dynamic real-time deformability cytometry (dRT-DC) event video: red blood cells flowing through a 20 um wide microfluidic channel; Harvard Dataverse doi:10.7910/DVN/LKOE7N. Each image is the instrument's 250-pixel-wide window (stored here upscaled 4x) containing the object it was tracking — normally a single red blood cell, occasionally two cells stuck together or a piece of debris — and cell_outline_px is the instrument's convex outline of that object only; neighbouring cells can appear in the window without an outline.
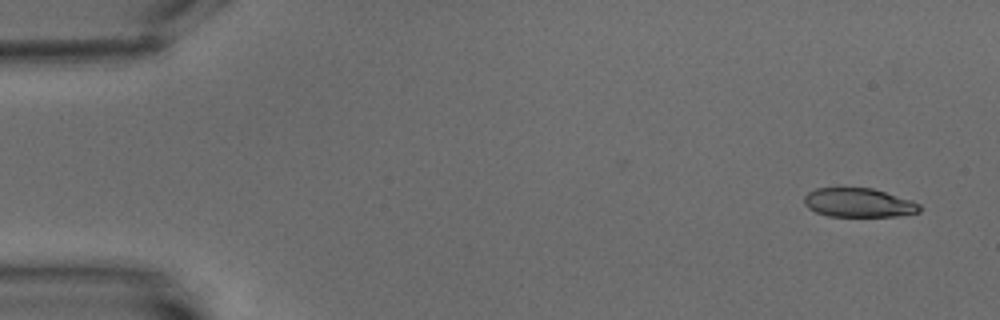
{"species": "common noctule bat (a hibernating species)", "species_latin": "Nyctalus noctula", "temperature_condition": "warm", "stored_images_in_passage": 5, "camera_frame_rate_fps": 3000, "um_per_image_px": 0.085, "animal": {"sex": "male", "body_mass_g": 15.6}, "frame": {"image": 1, "passage_image": 1, "time_ms": 0.0, "image_size_px": [1000, 320], "cell_outline_px": [[924, 208], [920, 212], [896, 216], [828, 216], [816, 212], [808, 208], [804, 204], [804, 196], [808, 192], [816, 188], [872, 188], [912, 200], [920, 204]], "centroid_in_image_um": [73.0, 17.23], "position_along_channel_um": 12.0, "area_um2": 19.59}}
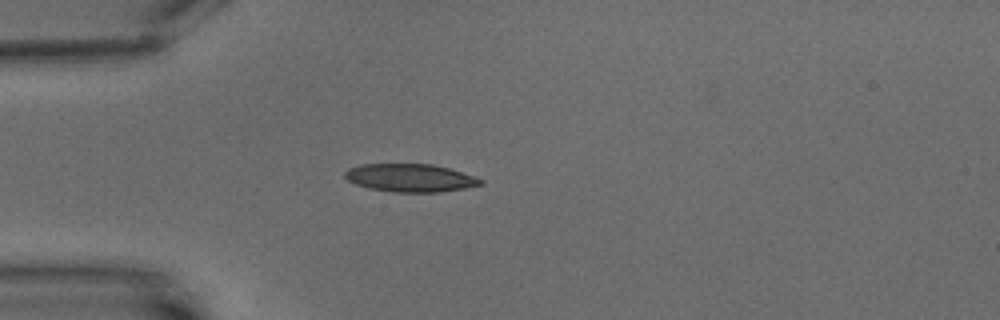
{"frame": {"image": 2, "passage_image": 5, "time_ms": 4.667, "image_size_px": [1000, 320], "cell_outline_px": [[484, 184], [464, 188], [440, 192], [392, 192], [368, 188], [356, 184], [348, 180], [344, 176], [344, 172], [348, 168], [360, 164], [432, 164], [448, 168], [484, 180]], "centroid_in_image_um": [34.84, 15.12], "position_along_channel_um": 50.2, "area_um2": 22.08}}